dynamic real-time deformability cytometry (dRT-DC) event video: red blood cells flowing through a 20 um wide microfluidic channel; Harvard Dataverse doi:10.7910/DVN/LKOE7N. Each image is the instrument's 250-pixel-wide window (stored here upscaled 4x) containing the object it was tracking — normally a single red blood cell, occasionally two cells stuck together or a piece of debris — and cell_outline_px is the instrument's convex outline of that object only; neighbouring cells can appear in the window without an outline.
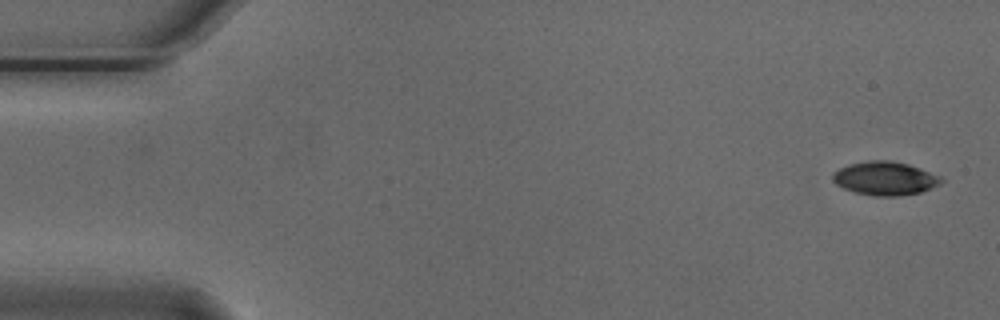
{"species": "Egyptian fruit bat (a non-hibernating species)", "species_latin": "Rousettus aegyptiacus", "temperature_condition": "cold", "stored_images_in_passage": 54, "camera_frame_rate_fps": 3000, "um_per_image_px": 0.085, "animal": {"sex": "male"}, "frame": {"image": 1, "passage_image": 1, "time_ms": 0.0, "image_size_px": [1000, 320], "cell_outline_px": [[944, 180], [940, 184], [920, 192], [900, 196], [876, 196], [852, 192], [836, 184], [832, 180], [832, 172], [848, 164], [868, 160], [888, 160], [908, 164], [920, 168], [940, 176]], "centroid_in_image_um": [75.19, 15.16], "position_along_channel_um": 9.8, "area_um2": 21.33}}
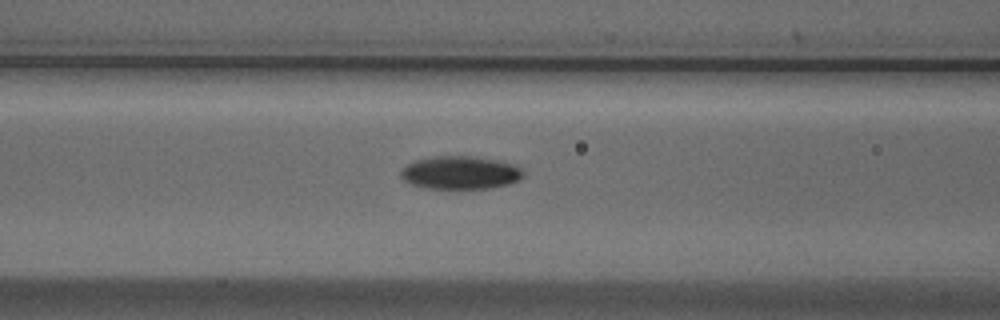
{"frame": {"image": 2, "passage_image": 21, "time_ms": 6.667, "image_size_px": [1000, 320], "cell_outline_px": [[524, 176], [520, 180], [508, 184], [492, 188], [428, 188], [412, 184], [404, 180], [400, 176], [400, 172], [412, 160], [432, 156], [476, 156], [516, 164], [524, 172]], "centroid_in_image_um": [39.15, 14.66], "position_along_channel_um": 127.4, "area_um2": 23.76}}
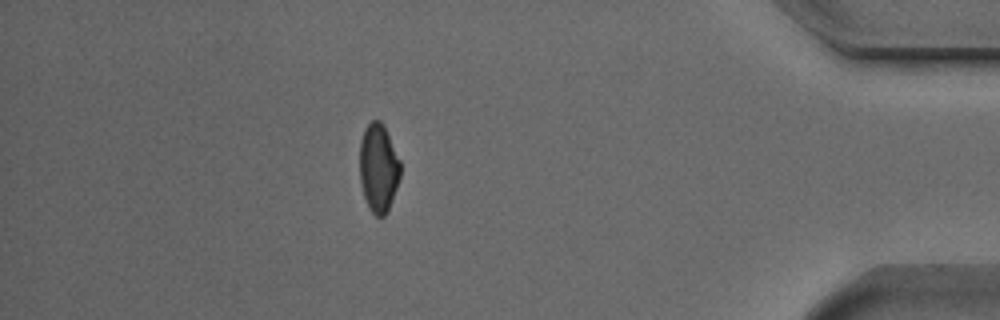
{"frame": {"image": 3, "passage_image": 47, "time_ms": 15.333, "image_size_px": [1000, 320], "cell_outline_px": [[400, 176], [388, 212], [384, 216], [376, 216], [368, 208], [364, 196], [360, 180], [360, 140], [364, 128], [372, 120], [380, 120], [400, 160]], "centroid_in_image_um": [32.15, 14.3], "position_along_channel_um": 403.0, "area_um2": 20.81}, "authors_computed_cell_mechanics": {"area_um2": 21.964, "velocity_mm_per_s": 3.7273, "shape_relaxation_time_tau1_ms": 3.4924, "shape_relaxation_time_tau2_ms": 10.4256, "deformation_change_tau1": 0.1265, "deformation_change_tau2": 0.134}}